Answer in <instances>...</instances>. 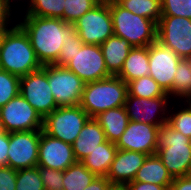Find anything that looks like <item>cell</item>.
<instances>
[{
	"label": "cell",
	"mask_w": 191,
	"mask_h": 190,
	"mask_svg": "<svg viewBox=\"0 0 191 190\" xmlns=\"http://www.w3.org/2000/svg\"><path fill=\"white\" fill-rule=\"evenodd\" d=\"M148 156L141 152L118 149L106 178L112 184H127L133 181Z\"/></svg>",
	"instance_id": "ac0fdd59"
},
{
	"label": "cell",
	"mask_w": 191,
	"mask_h": 190,
	"mask_svg": "<svg viewBox=\"0 0 191 190\" xmlns=\"http://www.w3.org/2000/svg\"><path fill=\"white\" fill-rule=\"evenodd\" d=\"M95 5L96 3L93 0H65L61 19L66 23L73 24Z\"/></svg>",
	"instance_id": "1f68e13d"
},
{
	"label": "cell",
	"mask_w": 191,
	"mask_h": 190,
	"mask_svg": "<svg viewBox=\"0 0 191 190\" xmlns=\"http://www.w3.org/2000/svg\"><path fill=\"white\" fill-rule=\"evenodd\" d=\"M157 41L170 48L180 58H191V19L161 16L157 23Z\"/></svg>",
	"instance_id": "9c48e42d"
},
{
	"label": "cell",
	"mask_w": 191,
	"mask_h": 190,
	"mask_svg": "<svg viewBox=\"0 0 191 190\" xmlns=\"http://www.w3.org/2000/svg\"><path fill=\"white\" fill-rule=\"evenodd\" d=\"M65 67L85 83L112 76L106 68L100 45L83 44Z\"/></svg>",
	"instance_id": "7c38bea8"
},
{
	"label": "cell",
	"mask_w": 191,
	"mask_h": 190,
	"mask_svg": "<svg viewBox=\"0 0 191 190\" xmlns=\"http://www.w3.org/2000/svg\"><path fill=\"white\" fill-rule=\"evenodd\" d=\"M108 190H128L126 184H111Z\"/></svg>",
	"instance_id": "7bdbcfd3"
},
{
	"label": "cell",
	"mask_w": 191,
	"mask_h": 190,
	"mask_svg": "<svg viewBox=\"0 0 191 190\" xmlns=\"http://www.w3.org/2000/svg\"><path fill=\"white\" fill-rule=\"evenodd\" d=\"M100 47L108 72L112 76H117L133 47L125 38L115 35L109 37Z\"/></svg>",
	"instance_id": "ffe728a7"
},
{
	"label": "cell",
	"mask_w": 191,
	"mask_h": 190,
	"mask_svg": "<svg viewBox=\"0 0 191 190\" xmlns=\"http://www.w3.org/2000/svg\"><path fill=\"white\" fill-rule=\"evenodd\" d=\"M173 180L174 178L163 165L162 160L155 154L146 158L136 177L131 182L154 183L156 185H163L169 190Z\"/></svg>",
	"instance_id": "7402d4cb"
},
{
	"label": "cell",
	"mask_w": 191,
	"mask_h": 190,
	"mask_svg": "<svg viewBox=\"0 0 191 190\" xmlns=\"http://www.w3.org/2000/svg\"><path fill=\"white\" fill-rule=\"evenodd\" d=\"M106 141V135L99 122L95 118H89L72 144L76 160L81 161Z\"/></svg>",
	"instance_id": "d6986e66"
},
{
	"label": "cell",
	"mask_w": 191,
	"mask_h": 190,
	"mask_svg": "<svg viewBox=\"0 0 191 190\" xmlns=\"http://www.w3.org/2000/svg\"><path fill=\"white\" fill-rule=\"evenodd\" d=\"M122 1L124 0H109V4H119Z\"/></svg>",
	"instance_id": "bcb514c9"
},
{
	"label": "cell",
	"mask_w": 191,
	"mask_h": 190,
	"mask_svg": "<svg viewBox=\"0 0 191 190\" xmlns=\"http://www.w3.org/2000/svg\"><path fill=\"white\" fill-rule=\"evenodd\" d=\"M4 133H6V130H5L4 125H3V123H2V121L0 119V135L4 134Z\"/></svg>",
	"instance_id": "ee69618b"
},
{
	"label": "cell",
	"mask_w": 191,
	"mask_h": 190,
	"mask_svg": "<svg viewBox=\"0 0 191 190\" xmlns=\"http://www.w3.org/2000/svg\"><path fill=\"white\" fill-rule=\"evenodd\" d=\"M26 15L37 17L62 18L65 0H30Z\"/></svg>",
	"instance_id": "83f0119b"
},
{
	"label": "cell",
	"mask_w": 191,
	"mask_h": 190,
	"mask_svg": "<svg viewBox=\"0 0 191 190\" xmlns=\"http://www.w3.org/2000/svg\"><path fill=\"white\" fill-rule=\"evenodd\" d=\"M89 118L80 105L57 107L43 118L42 131L72 145Z\"/></svg>",
	"instance_id": "8992f818"
},
{
	"label": "cell",
	"mask_w": 191,
	"mask_h": 190,
	"mask_svg": "<svg viewBox=\"0 0 191 190\" xmlns=\"http://www.w3.org/2000/svg\"><path fill=\"white\" fill-rule=\"evenodd\" d=\"M149 75V46L133 47L117 75L126 83Z\"/></svg>",
	"instance_id": "44dd1931"
},
{
	"label": "cell",
	"mask_w": 191,
	"mask_h": 190,
	"mask_svg": "<svg viewBox=\"0 0 191 190\" xmlns=\"http://www.w3.org/2000/svg\"><path fill=\"white\" fill-rule=\"evenodd\" d=\"M114 35L125 38L132 47L149 46L157 40V24L133 14L119 4H110Z\"/></svg>",
	"instance_id": "5b68a950"
},
{
	"label": "cell",
	"mask_w": 191,
	"mask_h": 190,
	"mask_svg": "<svg viewBox=\"0 0 191 190\" xmlns=\"http://www.w3.org/2000/svg\"><path fill=\"white\" fill-rule=\"evenodd\" d=\"M29 36L35 55L41 65L54 64L60 55L64 40L75 31L73 24L60 18L25 15L18 23Z\"/></svg>",
	"instance_id": "6da1fadb"
},
{
	"label": "cell",
	"mask_w": 191,
	"mask_h": 190,
	"mask_svg": "<svg viewBox=\"0 0 191 190\" xmlns=\"http://www.w3.org/2000/svg\"><path fill=\"white\" fill-rule=\"evenodd\" d=\"M73 25L83 44L101 45L114 35L110 4H96Z\"/></svg>",
	"instance_id": "52a82bcc"
},
{
	"label": "cell",
	"mask_w": 191,
	"mask_h": 190,
	"mask_svg": "<svg viewBox=\"0 0 191 190\" xmlns=\"http://www.w3.org/2000/svg\"><path fill=\"white\" fill-rule=\"evenodd\" d=\"M188 103L187 107H180L181 110L173 113L168 112V121L167 123L176 130L181 132L188 138H191V100L184 101Z\"/></svg>",
	"instance_id": "d6a6232c"
},
{
	"label": "cell",
	"mask_w": 191,
	"mask_h": 190,
	"mask_svg": "<svg viewBox=\"0 0 191 190\" xmlns=\"http://www.w3.org/2000/svg\"><path fill=\"white\" fill-rule=\"evenodd\" d=\"M20 77L0 69V108L20 92Z\"/></svg>",
	"instance_id": "f546056e"
},
{
	"label": "cell",
	"mask_w": 191,
	"mask_h": 190,
	"mask_svg": "<svg viewBox=\"0 0 191 190\" xmlns=\"http://www.w3.org/2000/svg\"><path fill=\"white\" fill-rule=\"evenodd\" d=\"M47 79L58 107L79 105L85 82L65 66L47 65Z\"/></svg>",
	"instance_id": "30bf717a"
},
{
	"label": "cell",
	"mask_w": 191,
	"mask_h": 190,
	"mask_svg": "<svg viewBox=\"0 0 191 190\" xmlns=\"http://www.w3.org/2000/svg\"><path fill=\"white\" fill-rule=\"evenodd\" d=\"M126 186L128 190H168L163 185H156L154 183L146 182H128Z\"/></svg>",
	"instance_id": "ab89813d"
},
{
	"label": "cell",
	"mask_w": 191,
	"mask_h": 190,
	"mask_svg": "<svg viewBox=\"0 0 191 190\" xmlns=\"http://www.w3.org/2000/svg\"><path fill=\"white\" fill-rule=\"evenodd\" d=\"M180 58L159 41L149 45V76L171 97L172 86Z\"/></svg>",
	"instance_id": "5bb4252c"
},
{
	"label": "cell",
	"mask_w": 191,
	"mask_h": 190,
	"mask_svg": "<svg viewBox=\"0 0 191 190\" xmlns=\"http://www.w3.org/2000/svg\"><path fill=\"white\" fill-rule=\"evenodd\" d=\"M168 99H170V96L139 98L128 94L124 107L129 120L160 126L168 121V116H166L167 112H170V110L167 111L168 101H170ZM156 113L162 115H159L161 119L157 117Z\"/></svg>",
	"instance_id": "9a60e30c"
},
{
	"label": "cell",
	"mask_w": 191,
	"mask_h": 190,
	"mask_svg": "<svg viewBox=\"0 0 191 190\" xmlns=\"http://www.w3.org/2000/svg\"><path fill=\"white\" fill-rule=\"evenodd\" d=\"M156 154L173 178L191 175V138L169 123L159 127Z\"/></svg>",
	"instance_id": "277c9868"
},
{
	"label": "cell",
	"mask_w": 191,
	"mask_h": 190,
	"mask_svg": "<svg viewBox=\"0 0 191 190\" xmlns=\"http://www.w3.org/2000/svg\"><path fill=\"white\" fill-rule=\"evenodd\" d=\"M128 94L139 98H156L169 96L162 87L151 77L145 76L139 79L129 81Z\"/></svg>",
	"instance_id": "4316f807"
},
{
	"label": "cell",
	"mask_w": 191,
	"mask_h": 190,
	"mask_svg": "<svg viewBox=\"0 0 191 190\" xmlns=\"http://www.w3.org/2000/svg\"><path fill=\"white\" fill-rule=\"evenodd\" d=\"M40 130L9 133L8 166L18 171L38 166Z\"/></svg>",
	"instance_id": "4fadbf2b"
},
{
	"label": "cell",
	"mask_w": 191,
	"mask_h": 190,
	"mask_svg": "<svg viewBox=\"0 0 191 190\" xmlns=\"http://www.w3.org/2000/svg\"><path fill=\"white\" fill-rule=\"evenodd\" d=\"M96 177L95 173L77 161L63 171V189L84 190Z\"/></svg>",
	"instance_id": "d4e9b609"
},
{
	"label": "cell",
	"mask_w": 191,
	"mask_h": 190,
	"mask_svg": "<svg viewBox=\"0 0 191 190\" xmlns=\"http://www.w3.org/2000/svg\"><path fill=\"white\" fill-rule=\"evenodd\" d=\"M111 184L105 176H97L84 190H108Z\"/></svg>",
	"instance_id": "b9f144b4"
},
{
	"label": "cell",
	"mask_w": 191,
	"mask_h": 190,
	"mask_svg": "<svg viewBox=\"0 0 191 190\" xmlns=\"http://www.w3.org/2000/svg\"><path fill=\"white\" fill-rule=\"evenodd\" d=\"M11 3L8 0H0V31L9 29V23H11L12 10Z\"/></svg>",
	"instance_id": "74e56055"
},
{
	"label": "cell",
	"mask_w": 191,
	"mask_h": 190,
	"mask_svg": "<svg viewBox=\"0 0 191 190\" xmlns=\"http://www.w3.org/2000/svg\"><path fill=\"white\" fill-rule=\"evenodd\" d=\"M96 4H101V3H108L109 4V0H93Z\"/></svg>",
	"instance_id": "f6af8a7d"
},
{
	"label": "cell",
	"mask_w": 191,
	"mask_h": 190,
	"mask_svg": "<svg viewBox=\"0 0 191 190\" xmlns=\"http://www.w3.org/2000/svg\"><path fill=\"white\" fill-rule=\"evenodd\" d=\"M172 96L191 100V70L188 59H181L174 74Z\"/></svg>",
	"instance_id": "f1b7e54d"
},
{
	"label": "cell",
	"mask_w": 191,
	"mask_h": 190,
	"mask_svg": "<svg viewBox=\"0 0 191 190\" xmlns=\"http://www.w3.org/2000/svg\"><path fill=\"white\" fill-rule=\"evenodd\" d=\"M117 151L116 145L107 140L80 162L97 176L106 177Z\"/></svg>",
	"instance_id": "cb8c5ba5"
},
{
	"label": "cell",
	"mask_w": 191,
	"mask_h": 190,
	"mask_svg": "<svg viewBox=\"0 0 191 190\" xmlns=\"http://www.w3.org/2000/svg\"><path fill=\"white\" fill-rule=\"evenodd\" d=\"M19 92L42 118L58 107L47 79V65L21 77Z\"/></svg>",
	"instance_id": "ba28073f"
},
{
	"label": "cell",
	"mask_w": 191,
	"mask_h": 190,
	"mask_svg": "<svg viewBox=\"0 0 191 190\" xmlns=\"http://www.w3.org/2000/svg\"><path fill=\"white\" fill-rule=\"evenodd\" d=\"M119 5L133 14L153 20L156 24L162 16L161 0H124Z\"/></svg>",
	"instance_id": "484cf974"
},
{
	"label": "cell",
	"mask_w": 191,
	"mask_h": 190,
	"mask_svg": "<svg viewBox=\"0 0 191 190\" xmlns=\"http://www.w3.org/2000/svg\"><path fill=\"white\" fill-rule=\"evenodd\" d=\"M16 190H45L38 166L16 171Z\"/></svg>",
	"instance_id": "4dcf8cb0"
},
{
	"label": "cell",
	"mask_w": 191,
	"mask_h": 190,
	"mask_svg": "<svg viewBox=\"0 0 191 190\" xmlns=\"http://www.w3.org/2000/svg\"><path fill=\"white\" fill-rule=\"evenodd\" d=\"M159 127L129 120L127 128L115 145L120 150L141 152L149 156L155 155Z\"/></svg>",
	"instance_id": "2e32d148"
},
{
	"label": "cell",
	"mask_w": 191,
	"mask_h": 190,
	"mask_svg": "<svg viewBox=\"0 0 191 190\" xmlns=\"http://www.w3.org/2000/svg\"><path fill=\"white\" fill-rule=\"evenodd\" d=\"M0 67L20 78L42 67L29 36L18 23L1 33Z\"/></svg>",
	"instance_id": "7a4b0ae2"
},
{
	"label": "cell",
	"mask_w": 191,
	"mask_h": 190,
	"mask_svg": "<svg viewBox=\"0 0 191 190\" xmlns=\"http://www.w3.org/2000/svg\"><path fill=\"white\" fill-rule=\"evenodd\" d=\"M9 133L0 135V166H8Z\"/></svg>",
	"instance_id": "f35d334b"
},
{
	"label": "cell",
	"mask_w": 191,
	"mask_h": 190,
	"mask_svg": "<svg viewBox=\"0 0 191 190\" xmlns=\"http://www.w3.org/2000/svg\"><path fill=\"white\" fill-rule=\"evenodd\" d=\"M169 190H191V175L174 178Z\"/></svg>",
	"instance_id": "60d3db41"
},
{
	"label": "cell",
	"mask_w": 191,
	"mask_h": 190,
	"mask_svg": "<svg viewBox=\"0 0 191 190\" xmlns=\"http://www.w3.org/2000/svg\"><path fill=\"white\" fill-rule=\"evenodd\" d=\"M128 95L127 83L118 76L85 83L79 105L95 118L101 112L124 106Z\"/></svg>",
	"instance_id": "3957f363"
},
{
	"label": "cell",
	"mask_w": 191,
	"mask_h": 190,
	"mask_svg": "<svg viewBox=\"0 0 191 190\" xmlns=\"http://www.w3.org/2000/svg\"><path fill=\"white\" fill-rule=\"evenodd\" d=\"M39 172L45 190L63 189V171L39 167Z\"/></svg>",
	"instance_id": "d590c367"
},
{
	"label": "cell",
	"mask_w": 191,
	"mask_h": 190,
	"mask_svg": "<svg viewBox=\"0 0 191 190\" xmlns=\"http://www.w3.org/2000/svg\"><path fill=\"white\" fill-rule=\"evenodd\" d=\"M162 16H179L191 19V0H161Z\"/></svg>",
	"instance_id": "836d02e7"
},
{
	"label": "cell",
	"mask_w": 191,
	"mask_h": 190,
	"mask_svg": "<svg viewBox=\"0 0 191 190\" xmlns=\"http://www.w3.org/2000/svg\"><path fill=\"white\" fill-rule=\"evenodd\" d=\"M0 190H16V170L0 166Z\"/></svg>",
	"instance_id": "8d00e7d4"
},
{
	"label": "cell",
	"mask_w": 191,
	"mask_h": 190,
	"mask_svg": "<svg viewBox=\"0 0 191 190\" xmlns=\"http://www.w3.org/2000/svg\"><path fill=\"white\" fill-rule=\"evenodd\" d=\"M0 119L6 132L42 130L43 118L19 93L0 108Z\"/></svg>",
	"instance_id": "8fae6325"
},
{
	"label": "cell",
	"mask_w": 191,
	"mask_h": 190,
	"mask_svg": "<svg viewBox=\"0 0 191 190\" xmlns=\"http://www.w3.org/2000/svg\"><path fill=\"white\" fill-rule=\"evenodd\" d=\"M63 42L58 60L54 63L57 66H65L72 59L74 53L83 45V41L76 30Z\"/></svg>",
	"instance_id": "e575fe53"
},
{
	"label": "cell",
	"mask_w": 191,
	"mask_h": 190,
	"mask_svg": "<svg viewBox=\"0 0 191 190\" xmlns=\"http://www.w3.org/2000/svg\"><path fill=\"white\" fill-rule=\"evenodd\" d=\"M71 144L54 138L40 130L38 167L65 171L76 163Z\"/></svg>",
	"instance_id": "e0dca14e"
},
{
	"label": "cell",
	"mask_w": 191,
	"mask_h": 190,
	"mask_svg": "<svg viewBox=\"0 0 191 190\" xmlns=\"http://www.w3.org/2000/svg\"><path fill=\"white\" fill-rule=\"evenodd\" d=\"M95 119L103 128L107 140L114 144L120 139L129 122L124 106L101 112Z\"/></svg>",
	"instance_id": "603a6c76"
},
{
	"label": "cell",
	"mask_w": 191,
	"mask_h": 190,
	"mask_svg": "<svg viewBox=\"0 0 191 190\" xmlns=\"http://www.w3.org/2000/svg\"><path fill=\"white\" fill-rule=\"evenodd\" d=\"M188 61H189V67H190V70H191V58H188Z\"/></svg>",
	"instance_id": "7dc6e473"
}]
</instances>
